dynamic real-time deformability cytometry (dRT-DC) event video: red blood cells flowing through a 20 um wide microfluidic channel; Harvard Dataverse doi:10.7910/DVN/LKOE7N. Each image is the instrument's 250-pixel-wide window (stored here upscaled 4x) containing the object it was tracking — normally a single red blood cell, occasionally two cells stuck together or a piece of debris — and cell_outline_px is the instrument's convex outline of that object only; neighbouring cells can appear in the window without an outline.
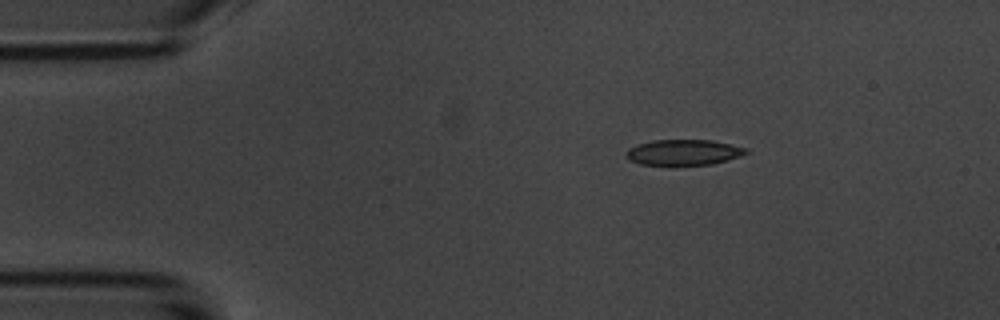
{"species": "common noctule bat (a hibernating species)", "species_latin": "Nyctalus noctula", "temperature_condition": "room temperature", "stored_images_in_passage": 46, "camera_frame_rate_fps": 3000, "um_per_image_px": 0.085, "animal": {"sex": "male", "body_mass_g": 20.1, "forearm_length_mm": 53.5}, "frame": {"image": 1, "passage_image": 1, "time_ms": 0.0, "image_size_px": [1000, 320], "cell_outline_px": [[748, 152], [740, 156], [712, 164], [640, 164], [628, 160], [624, 152], [628, 148], [652, 140], [712, 140], [748, 148]], "centroid_in_image_um": [58.09, 12.93], "position_along_channel_um": 26.9, "area_um2": 17.69}}
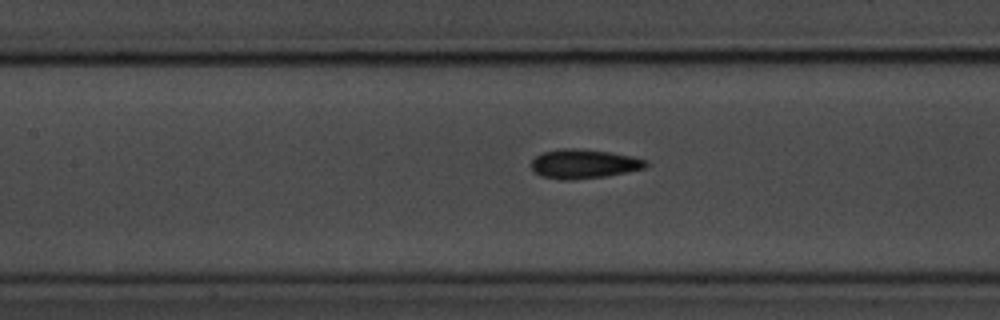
{"frame": {"image": 2, "passage_image": 16, "time_ms": 5.0, "image_size_px": [1000, 320], "cell_outline_px": [[648, 164], [644, 168], [604, 176], [572, 180], [564, 180], [540, 176], [532, 168], [532, 160], [536, 156], [544, 152], [560, 148], [576, 148], [608, 152], [632, 156], [648, 160]], "centroid_in_image_um": [49.61, 13.92], "position_along_channel_um": 157.8, "area_um2": 19.31}}
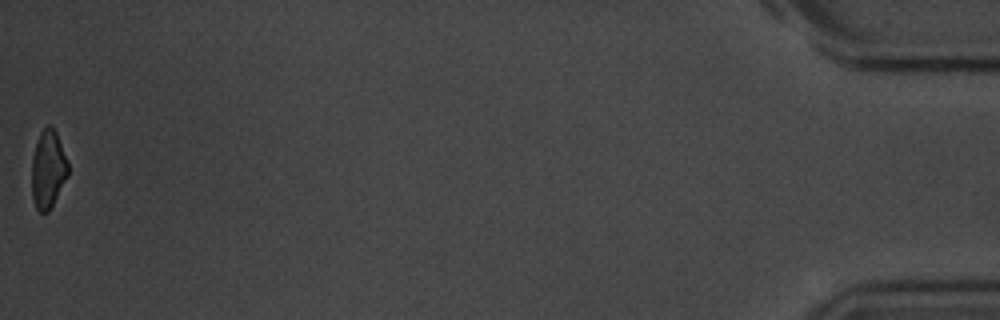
{"frame": {"image": 3, "passage_image": 46, "time_ms": 15.0, "image_size_px": [1000, 320], "cell_outline_px": [[68, 176], [48, 212], [40, 212], [36, 208], [32, 196], [32, 156], [40, 132], [48, 124], [52, 124], [56, 132], [68, 160]], "centroid_in_image_um": [4.09, 14.36], "position_along_channel_um": 431.1, "area_um2": 16.53}, "authors_computed_cell_mechanics": {"area_um2": 18.4382, "velocity_mm_per_s": 3.7227, "shape_relaxation_time_tau1_ms": 3.6184, "shape_relaxation_time_tau2_ms": 5.9546, "deformation_change_tau1": 0.0914, "deformation_change_tau2": 0.1026}}